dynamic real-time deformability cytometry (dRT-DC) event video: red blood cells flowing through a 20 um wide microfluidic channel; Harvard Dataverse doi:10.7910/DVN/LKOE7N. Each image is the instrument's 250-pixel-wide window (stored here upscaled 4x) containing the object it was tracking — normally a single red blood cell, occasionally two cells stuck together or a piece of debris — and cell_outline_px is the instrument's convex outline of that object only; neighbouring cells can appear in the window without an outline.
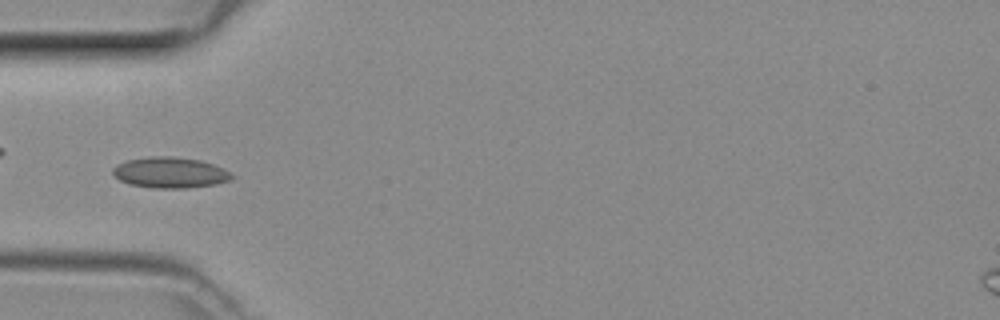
{"species": "common noctule bat (a hibernating species)", "species_latin": "Nyctalus noctula", "temperature_condition": "room temperature", "stored_images_in_passage": 47, "camera_frame_rate_fps": 3000, "um_per_image_px": 0.085, "animal": {"sex": "female", "body_mass_g": 29.2, "forearm_length_mm": 56.3}, "frame": {"image": 1, "passage_image": 15, "time_ms": 4.667, "image_size_px": [1000, 320], "cell_outline_px": [[232, 180], [216, 184], [188, 188], [152, 188], [132, 184], [120, 180], [112, 172], [112, 168], [116, 164], [128, 160], [152, 156], [172, 156], [200, 160], [224, 168], [232, 172]], "centroid_in_image_um": [14.49, 14.67], "position_along_channel_um": 70.5, "area_um2": 21.39}}
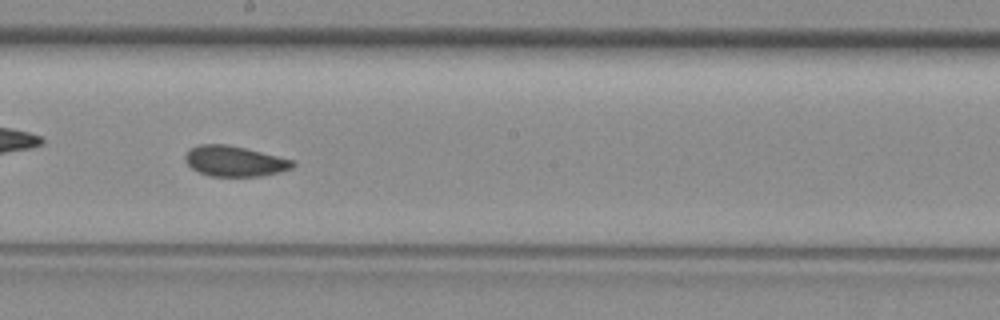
{"frame": {"image": 2, "passage_image": 26, "time_ms": 8.333, "image_size_px": [1000, 320], "cell_outline_px": [[296, 164], [292, 168], [260, 176], [208, 176], [192, 168], [184, 160], [184, 156], [188, 148], [200, 144], [224, 144], [244, 148], [292, 160]], "centroid_in_image_um": [19.87, 13.69], "position_along_channel_um": 228.3, "area_um2": 18.84}}
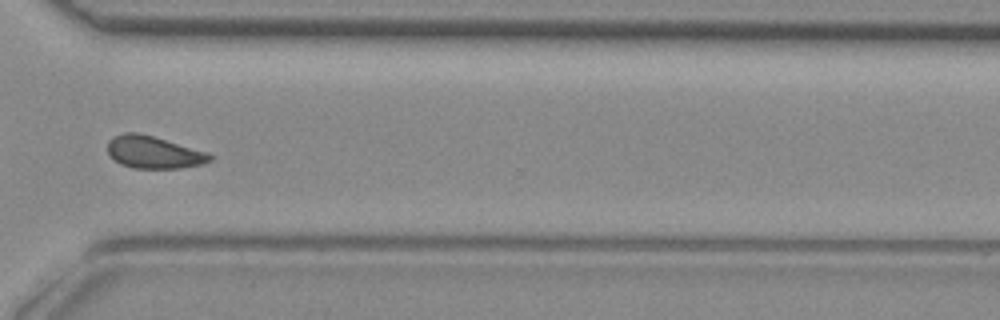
{"frame": {"image": 3, "passage_image": 35, "time_ms": 11.333, "image_size_px": [1000, 320], "cell_outline_px": [[212, 160], [200, 164], [180, 168], [132, 168], [120, 164], [108, 152], [108, 140], [112, 136], [124, 132], [136, 132], [152, 136], [208, 152], [212, 156]], "centroid_in_image_um": [13.04, 12.93], "position_along_channel_um": 357.6, "area_um2": 19.13}}